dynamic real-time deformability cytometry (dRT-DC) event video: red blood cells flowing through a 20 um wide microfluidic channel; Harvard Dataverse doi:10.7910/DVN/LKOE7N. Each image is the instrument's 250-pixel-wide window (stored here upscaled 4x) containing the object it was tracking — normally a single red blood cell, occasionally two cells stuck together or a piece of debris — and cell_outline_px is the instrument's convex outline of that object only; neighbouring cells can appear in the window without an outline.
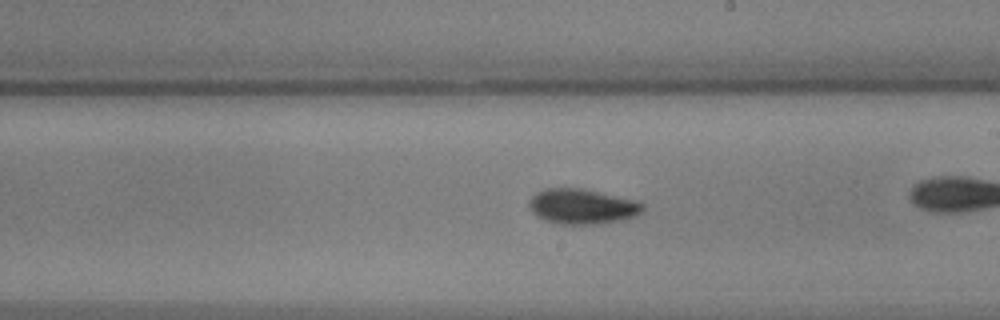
{"species": "common noctule bat (a hibernating species)", "species_latin": "Nyctalus noctula", "temperature_condition": "warm", "stored_images_in_passage": 31, "camera_frame_rate_fps": 3000, "um_per_image_px": 0.085, "animal": {"sex": "male", "body_mass_g": 17.9, "forearm_length_mm": 54.2}, "frame": {"image": 1, "passage_image": 18, "time_ms": 5.667, "image_size_px": [1000, 320], "cell_outline_px": [[644, 208], [636, 216], [624, 220], [600, 224], [560, 224], [544, 220], [536, 216], [528, 208], [528, 200], [536, 192], [544, 188], [584, 188], [636, 200], [644, 204]], "centroid_in_image_um": [49.47, 17.55], "position_along_channel_um": 239.5, "area_um2": 23.7}}